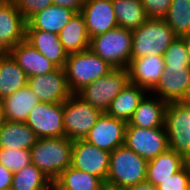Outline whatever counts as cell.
Listing matches in <instances>:
<instances>
[{"instance_id":"obj_23","label":"cell","mask_w":190,"mask_h":190,"mask_svg":"<svg viewBox=\"0 0 190 190\" xmlns=\"http://www.w3.org/2000/svg\"><path fill=\"white\" fill-rule=\"evenodd\" d=\"M146 92L149 94L143 87L128 82L120 94L111 102L105 113L110 117L128 123Z\"/></svg>"},{"instance_id":"obj_29","label":"cell","mask_w":190,"mask_h":190,"mask_svg":"<svg viewBox=\"0 0 190 190\" xmlns=\"http://www.w3.org/2000/svg\"><path fill=\"white\" fill-rule=\"evenodd\" d=\"M112 4L121 28L134 30L148 19L141 0H112Z\"/></svg>"},{"instance_id":"obj_42","label":"cell","mask_w":190,"mask_h":190,"mask_svg":"<svg viewBox=\"0 0 190 190\" xmlns=\"http://www.w3.org/2000/svg\"><path fill=\"white\" fill-rule=\"evenodd\" d=\"M98 190H110V186L107 185L106 183Z\"/></svg>"},{"instance_id":"obj_8","label":"cell","mask_w":190,"mask_h":190,"mask_svg":"<svg viewBox=\"0 0 190 190\" xmlns=\"http://www.w3.org/2000/svg\"><path fill=\"white\" fill-rule=\"evenodd\" d=\"M103 112L77 94L63 102L64 136L71 139H85Z\"/></svg>"},{"instance_id":"obj_41","label":"cell","mask_w":190,"mask_h":190,"mask_svg":"<svg viewBox=\"0 0 190 190\" xmlns=\"http://www.w3.org/2000/svg\"><path fill=\"white\" fill-rule=\"evenodd\" d=\"M5 121L3 100L0 98V126Z\"/></svg>"},{"instance_id":"obj_18","label":"cell","mask_w":190,"mask_h":190,"mask_svg":"<svg viewBox=\"0 0 190 190\" xmlns=\"http://www.w3.org/2000/svg\"><path fill=\"white\" fill-rule=\"evenodd\" d=\"M25 41L58 68L65 67L69 54L60 42L59 34L41 30H25Z\"/></svg>"},{"instance_id":"obj_37","label":"cell","mask_w":190,"mask_h":190,"mask_svg":"<svg viewBox=\"0 0 190 190\" xmlns=\"http://www.w3.org/2000/svg\"><path fill=\"white\" fill-rule=\"evenodd\" d=\"M85 1L86 0H53V4L79 13L85 4Z\"/></svg>"},{"instance_id":"obj_35","label":"cell","mask_w":190,"mask_h":190,"mask_svg":"<svg viewBox=\"0 0 190 190\" xmlns=\"http://www.w3.org/2000/svg\"><path fill=\"white\" fill-rule=\"evenodd\" d=\"M21 15L28 21L37 12L53 4V0H12Z\"/></svg>"},{"instance_id":"obj_4","label":"cell","mask_w":190,"mask_h":190,"mask_svg":"<svg viewBox=\"0 0 190 190\" xmlns=\"http://www.w3.org/2000/svg\"><path fill=\"white\" fill-rule=\"evenodd\" d=\"M70 91L76 94L86 85L106 76L113 68L90 48L70 53L64 67Z\"/></svg>"},{"instance_id":"obj_15","label":"cell","mask_w":190,"mask_h":190,"mask_svg":"<svg viewBox=\"0 0 190 190\" xmlns=\"http://www.w3.org/2000/svg\"><path fill=\"white\" fill-rule=\"evenodd\" d=\"M26 24L12 0H0V52H9L25 40Z\"/></svg>"},{"instance_id":"obj_13","label":"cell","mask_w":190,"mask_h":190,"mask_svg":"<svg viewBox=\"0 0 190 190\" xmlns=\"http://www.w3.org/2000/svg\"><path fill=\"white\" fill-rule=\"evenodd\" d=\"M27 86L38 96L40 102L45 103H63L73 94L69 89L64 68L28 77Z\"/></svg>"},{"instance_id":"obj_16","label":"cell","mask_w":190,"mask_h":190,"mask_svg":"<svg viewBox=\"0 0 190 190\" xmlns=\"http://www.w3.org/2000/svg\"><path fill=\"white\" fill-rule=\"evenodd\" d=\"M80 13L89 38L118 27L112 0H86Z\"/></svg>"},{"instance_id":"obj_40","label":"cell","mask_w":190,"mask_h":190,"mask_svg":"<svg viewBox=\"0 0 190 190\" xmlns=\"http://www.w3.org/2000/svg\"><path fill=\"white\" fill-rule=\"evenodd\" d=\"M182 39L185 42L186 48H187V52L189 53V57H190V32H188L187 34L182 36Z\"/></svg>"},{"instance_id":"obj_21","label":"cell","mask_w":190,"mask_h":190,"mask_svg":"<svg viewBox=\"0 0 190 190\" xmlns=\"http://www.w3.org/2000/svg\"><path fill=\"white\" fill-rule=\"evenodd\" d=\"M75 13L73 10L52 4L34 14L27 21L25 30H41L59 34Z\"/></svg>"},{"instance_id":"obj_10","label":"cell","mask_w":190,"mask_h":190,"mask_svg":"<svg viewBox=\"0 0 190 190\" xmlns=\"http://www.w3.org/2000/svg\"><path fill=\"white\" fill-rule=\"evenodd\" d=\"M25 123L37 138L64 137L63 103L39 102Z\"/></svg>"},{"instance_id":"obj_19","label":"cell","mask_w":190,"mask_h":190,"mask_svg":"<svg viewBox=\"0 0 190 190\" xmlns=\"http://www.w3.org/2000/svg\"><path fill=\"white\" fill-rule=\"evenodd\" d=\"M146 95L134 111L127 127H141L145 129L164 127V115L167 102L155 95ZM152 96V97H151Z\"/></svg>"},{"instance_id":"obj_11","label":"cell","mask_w":190,"mask_h":190,"mask_svg":"<svg viewBox=\"0 0 190 190\" xmlns=\"http://www.w3.org/2000/svg\"><path fill=\"white\" fill-rule=\"evenodd\" d=\"M109 164V151L99 149L84 139L73 140L72 167L97 176L106 183Z\"/></svg>"},{"instance_id":"obj_9","label":"cell","mask_w":190,"mask_h":190,"mask_svg":"<svg viewBox=\"0 0 190 190\" xmlns=\"http://www.w3.org/2000/svg\"><path fill=\"white\" fill-rule=\"evenodd\" d=\"M124 145L147 161L169 149L164 127L150 129L126 127Z\"/></svg>"},{"instance_id":"obj_44","label":"cell","mask_w":190,"mask_h":190,"mask_svg":"<svg viewBox=\"0 0 190 190\" xmlns=\"http://www.w3.org/2000/svg\"><path fill=\"white\" fill-rule=\"evenodd\" d=\"M48 190H55V189H54V186H52V187H51L50 189H48Z\"/></svg>"},{"instance_id":"obj_25","label":"cell","mask_w":190,"mask_h":190,"mask_svg":"<svg viewBox=\"0 0 190 190\" xmlns=\"http://www.w3.org/2000/svg\"><path fill=\"white\" fill-rule=\"evenodd\" d=\"M36 140L35 133L26 123L5 120L0 126V148L30 150Z\"/></svg>"},{"instance_id":"obj_3","label":"cell","mask_w":190,"mask_h":190,"mask_svg":"<svg viewBox=\"0 0 190 190\" xmlns=\"http://www.w3.org/2000/svg\"><path fill=\"white\" fill-rule=\"evenodd\" d=\"M148 161L122 145L110 152L106 184L116 188H129L146 180Z\"/></svg>"},{"instance_id":"obj_6","label":"cell","mask_w":190,"mask_h":190,"mask_svg":"<svg viewBox=\"0 0 190 190\" xmlns=\"http://www.w3.org/2000/svg\"><path fill=\"white\" fill-rule=\"evenodd\" d=\"M164 128L169 148L190 164V100L167 103Z\"/></svg>"},{"instance_id":"obj_7","label":"cell","mask_w":190,"mask_h":190,"mask_svg":"<svg viewBox=\"0 0 190 190\" xmlns=\"http://www.w3.org/2000/svg\"><path fill=\"white\" fill-rule=\"evenodd\" d=\"M128 82V68H114L106 76L86 85L76 94L91 106L105 113Z\"/></svg>"},{"instance_id":"obj_2","label":"cell","mask_w":190,"mask_h":190,"mask_svg":"<svg viewBox=\"0 0 190 190\" xmlns=\"http://www.w3.org/2000/svg\"><path fill=\"white\" fill-rule=\"evenodd\" d=\"M176 38L164 19L148 18L139 28L132 30L131 60L151 55L163 56Z\"/></svg>"},{"instance_id":"obj_26","label":"cell","mask_w":190,"mask_h":190,"mask_svg":"<svg viewBox=\"0 0 190 190\" xmlns=\"http://www.w3.org/2000/svg\"><path fill=\"white\" fill-rule=\"evenodd\" d=\"M2 100L5 120L23 123L26 122L31 110L40 102L38 96L28 86Z\"/></svg>"},{"instance_id":"obj_28","label":"cell","mask_w":190,"mask_h":190,"mask_svg":"<svg viewBox=\"0 0 190 190\" xmlns=\"http://www.w3.org/2000/svg\"><path fill=\"white\" fill-rule=\"evenodd\" d=\"M104 184L97 176H92L72 166H69L53 181L55 190H98Z\"/></svg>"},{"instance_id":"obj_1","label":"cell","mask_w":190,"mask_h":190,"mask_svg":"<svg viewBox=\"0 0 190 190\" xmlns=\"http://www.w3.org/2000/svg\"><path fill=\"white\" fill-rule=\"evenodd\" d=\"M73 140L67 137L37 138L30 149L31 163L52 182L72 165Z\"/></svg>"},{"instance_id":"obj_14","label":"cell","mask_w":190,"mask_h":190,"mask_svg":"<svg viewBox=\"0 0 190 190\" xmlns=\"http://www.w3.org/2000/svg\"><path fill=\"white\" fill-rule=\"evenodd\" d=\"M127 122L103 113L94 124L85 141L109 152L124 145Z\"/></svg>"},{"instance_id":"obj_5","label":"cell","mask_w":190,"mask_h":190,"mask_svg":"<svg viewBox=\"0 0 190 190\" xmlns=\"http://www.w3.org/2000/svg\"><path fill=\"white\" fill-rule=\"evenodd\" d=\"M89 48L113 69L128 68L131 62L132 30L116 27L90 38Z\"/></svg>"},{"instance_id":"obj_12","label":"cell","mask_w":190,"mask_h":190,"mask_svg":"<svg viewBox=\"0 0 190 190\" xmlns=\"http://www.w3.org/2000/svg\"><path fill=\"white\" fill-rule=\"evenodd\" d=\"M151 92L167 103L190 100V67L165 66Z\"/></svg>"},{"instance_id":"obj_17","label":"cell","mask_w":190,"mask_h":190,"mask_svg":"<svg viewBox=\"0 0 190 190\" xmlns=\"http://www.w3.org/2000/svg\"><path fill=\"white\" fill-rule=\"evenodd\" d=\"M164 69V57L160 55L132 59L128 66L129 82L150 92L160 80Z\"/></svg>"},{"instance_id":"obj_36","label":"cell","mask_w":190,"mask_h":190,"mask_svg":"<svg viewBox=\"0 0 190 190\" xmlns=\"http://www.w3.org/2000/svg\"><path fill=\"white\" fill-rule=\"evenodd\" d=\"M172 0H141L147 18H161L167 14Z\"/></svg>"},{"instance_id":"obj_27","label":"cell","mask_w":190,"mask_h":190,"mask_svg":"<svg viewBox=\"0 0 190 190\" xmlns=\"http://www.w3.org/2000/svg\"><path fill=\"white\" fill-rule=\"evenodd\" d=\"M59 40L68 54L89 48L88 36L83 15L75 13L69 23L60 31Z\"/></svg>"},{"instance_id":"obj_39","label":"cell","mask_w":190,"mask_h":190,"mask_svg":"<svg viewBox=\"0 0 190 190\" xmlns=\"http://www.w3.org/2000/svg\"><path fill=\"white\" fill-rule=\"evenodd\" d=\"M128 190H157V187L147 180L142 181L134 186L127 188Z\"/></svg>"},{"instance_id":"obj_33","label":"cell","mask_w":190,"mask_h":190,"mask_svg":"<svg viewBox=\"0 0 190 190\" xmlns=\"http://www.w3.org/2000/svg\"><path fill=\"white\" fill-rule=\"evenodd\" d=\"M165 66L190 67V57L182 37H177L163 55Z\"/></svg>"},{"instance_id":"obj_34","label":"cell","mask_w":190,"mask_h":190,"mask_svg":"<svg viewBox=\"0 0 190 190\" xmlns=\"http://www.w3.org/2000/svg\"><path fill=\"white\" fill-rule=\"evenodd\" d=\"M190 186V164L157 185V190H186Z\"/></svg>"},{"instance_id":"obj_43","label":"cell","mask_w":190,"mask_h":190,"mask_svg":"<svg viewBox=\"0 0 190 190\" xmlns=\"http://www.w3.org/2000/svg\"><path fill=\"white\" fill-rule=\"evenodd\" d=\"M110 190H128V189H126V188H116V187L110 186Z\"/></svg>"},{"instance_id":"obj_24","label":"cell","mask_w":190,"mask_h":190,"mask_svg":"<svg viewBox=\"0 0 190 190\" xmlns=\"http://www.w3.org/2000/svg\"><path fill=\"white\" fill-rule=\"evenodd\" d=\"M28 76L9 52H0V98L27 86Z\"/></svg>"},{"instance_id":"obj_32","label":"cell","mask_w":190,"mask_h":190,"mask_svg":"<svg viewBox=\"0 0 190 190\" xmlns=\"http://www.w3.org/2000/svg\"><path fill=\"white\" fill-rule=\"evenodd\" d=\"M31 163L30 150H9L0 148V164L12 173L18 172Z\"/></svg>"},{"instance_id":"obj_30","label":"cell","mask_w":190,"mask_h":190,"mask_svg":"<svg viewBox=\"0 0 190 190\" xmlns=\"http://www.w3.org/2000/svg\"><path fill=\"white\" fill-rule=\"evenodd\" d=\"M53 182L34 164L30 163L13 173L10 190H48Z\"/></svg>"},{"instance_id":"obj_20","label":"cell","mask_w":190,"mask_h":190,"mask_svg":"<svg viewBox=\"0 0 190 190\" xmlns=\"http://www.w3.org/2000/svg\"><path fill=\"white\" fill-rule=\"evenodd\" d=\"M9 53L28 77L47 74L58 68L25 40L19 42Z\"/></svg>"},{"instance_id":"obj_38","label":"cell","mask_w":190,"mask_h":190,"mask_svg":"<svg viewBox=\"0 0 190 190\" xmlns=\"http://www.w3.org/2000/svg\"><path fill=\"white\" fill-rule=\"evenodd\" d=\"M13 173L0 164V190H10Z\"/></svg>"},{"instance_id":"obj_31","label":"cell","mask_w":190,"mask_h":190,"mask_svg":"<svg viewBox=\"0 0 190 190\" xmlns=\"http://www.w3.org/2000/svg\"><path fill=\"white\" fill-rule=\"evenodd\" d=\"M163 19L177 37L190 32V0H172Z\"/></svg>"},{"instance_id":"obj_22","label":"cell","mask_w":190,"mask_h":190,"mask_svg":"<svg viewBox=\"0 0 190 190\" xmlns=\"http://www.w3.org/2000/svg\"><path fill=\"white\" fill-rule=\"evenodd\" d=\"M186 164L183 156L176 154L169 148L156 158L148 161L146 180L157 186L163 180H166L181 170Z\"/></svg>"}]
</instances>
